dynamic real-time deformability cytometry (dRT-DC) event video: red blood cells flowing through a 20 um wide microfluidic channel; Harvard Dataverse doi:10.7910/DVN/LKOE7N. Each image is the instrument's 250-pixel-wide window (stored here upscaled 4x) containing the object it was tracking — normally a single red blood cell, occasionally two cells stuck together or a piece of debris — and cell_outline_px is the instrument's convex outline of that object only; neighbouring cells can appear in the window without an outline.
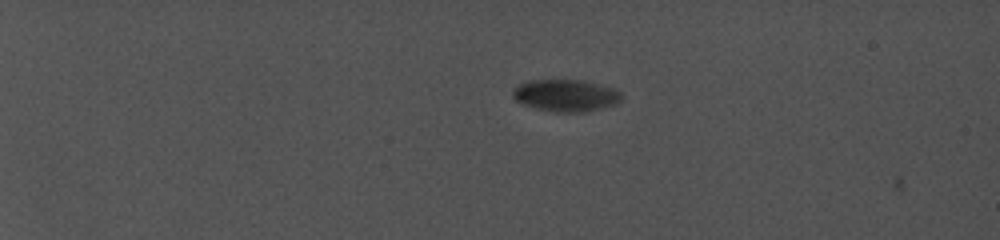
{"species": "common noctule bat (a hibernating species)", "species_latin": "Nyctalus noctula", "temperature_condition": "cold", "stored_images_in_passage": 7, "camera_frame_rate_fps": 5000, "um_per_image_px": 0.085, "animal": {"sex": "female", "body_mass_g": 19.0, "forearm_length_mm": 56.7}, "frame": {"image": 1, "passage_image": 3, "time_ms": 1.4, "image_size_px": [1000, 240], "cell_outline_px": [[624, 96], [616, 104], [584, 112], [556, 112], [536, 108], [524, 104], [516, 100], [512, 96], [512, 88], [516, 84], [528, 80], [580, 80], [616, 88]], "centroid_in_image_um": [48.07, 8.1], "position_along_channel_um": 36.9, "area_um2": 20.4}}
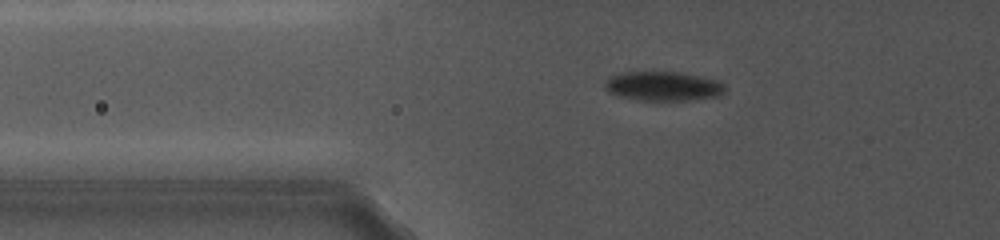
{"frame": {"image": 2, "passage_image": 6, "time_ms": 5.0, "image_size_px": [1000, 240], "cell_outline_px": [[724, 92], [716, 96], [688, 100], [636, 100], [616, 96], [608, 92], [604, 88], [604, 80], [608, 76], [620, 72], [680, 72], [716, 80], [724, 84]], "centroid_in_image_um": [56.25, 7.32], "position_along_channel_um": 69.5, "area_um2": 20.63}}